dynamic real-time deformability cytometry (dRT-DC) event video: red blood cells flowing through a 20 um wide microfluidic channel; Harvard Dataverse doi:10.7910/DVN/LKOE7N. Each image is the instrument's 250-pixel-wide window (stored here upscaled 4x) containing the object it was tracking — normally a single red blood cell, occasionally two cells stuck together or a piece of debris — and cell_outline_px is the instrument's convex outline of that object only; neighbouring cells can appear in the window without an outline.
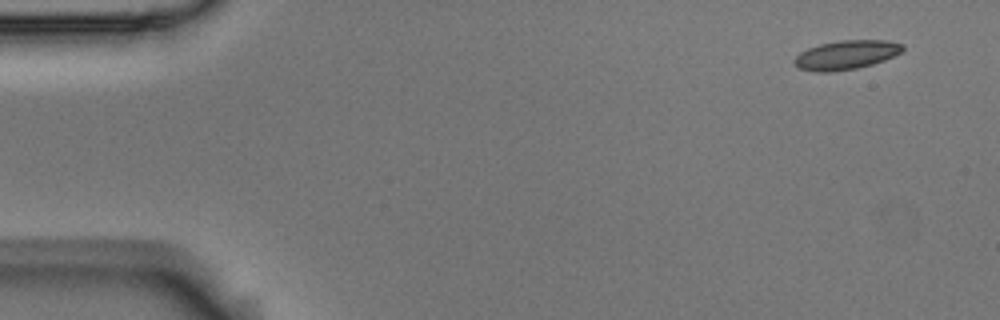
{"species": "Egyptian fruit bat (a non-hibernating species)", "species_latin": "Rousettus aegyptiacus", "temperature_condition": "room temperature", "stored_images_in_passage": 4, "camera_frame_rate_fps": 3000, "um_per_image_px": 0.085, "animal": {"sex": "male"}, "frame": {"image": 1, "passage_image": 1, "time_ms": 0.0, "image_size_px": [1000, 320], "cell_outline_px": [[904, 48], [900, 52], [884, 60], [872, 64], [856, 68], [832, 72], [816, 72], [800, 68], [792, 60], [800, 52], [808, 48], [820, 44], [840, 40], [888, 40], [904, 44]], "centroid_in_image_um": [71.92, 4.66], "position_along_channel_um": 13.1, "area_um2": 18.26}}
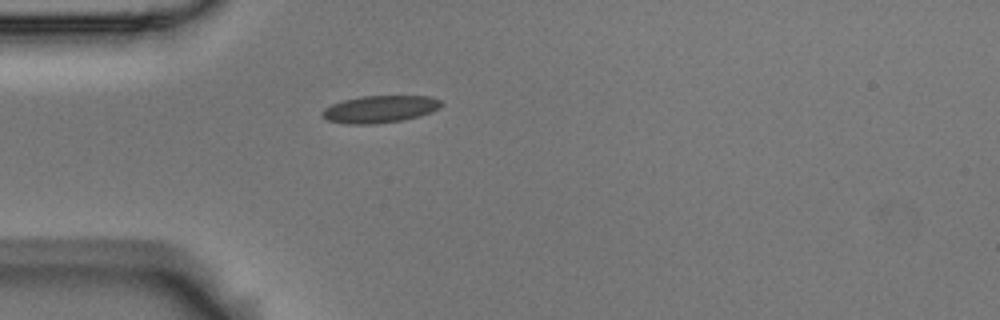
{"frame": {"image": 2, "passage_image": 4, "time_ms": 1.0, "image_size_px": [1000, 320], "cell_outline_px": [[444, 104], [440, 108], [432, 112], [420, 116], [400, 120], [372, 124], [344, 124], [328, 120], [320, 112], [324, 108], [332, 104], [344, 100], [360, 96], [432, 96], [440, 100]], "centroid_in_image_um": [32.32, 9.27], "position_along_channel_um": 52.7, "area_um2": 18.9}}